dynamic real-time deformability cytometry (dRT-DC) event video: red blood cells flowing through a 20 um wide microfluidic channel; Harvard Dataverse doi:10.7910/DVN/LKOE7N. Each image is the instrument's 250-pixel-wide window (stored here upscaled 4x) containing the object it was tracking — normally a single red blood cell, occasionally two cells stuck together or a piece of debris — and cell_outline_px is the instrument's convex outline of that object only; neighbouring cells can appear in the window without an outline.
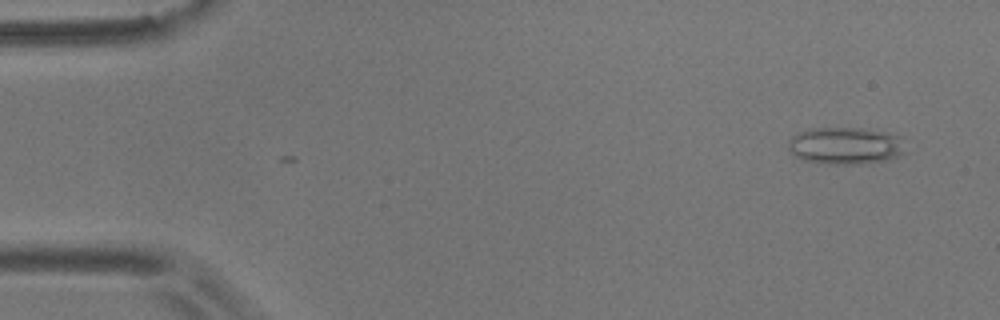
{"species": "common noctule bat (a hibernating species)", "species_latin": "Nyctalus noctula", "temperature_condition": "room temperature", "stored_images_in_passage": 3, "camera_frame_rate_fps": 3000, "um_per_image_px": 0.085, "animal": {"sex": "male", "body_mass_g": 17.9}, "frame": {"image": 1, "passage_image": 2, "time_ms": 0.333, "image_size_px": [1000, 320], "cell_outline_px": [[904, 152], [900, 156], [888, 160], [860, 164], [828, 164], [804, 160], [796, 156], [788, 148], [788, 140], [792, 136], [808, 128], [860, 128], [884, 132], [900, 136]], "centroid_in_image_um": [71.85, 12.39], "position_along_channel_um": 13.2, "area_um2": 25.32}}